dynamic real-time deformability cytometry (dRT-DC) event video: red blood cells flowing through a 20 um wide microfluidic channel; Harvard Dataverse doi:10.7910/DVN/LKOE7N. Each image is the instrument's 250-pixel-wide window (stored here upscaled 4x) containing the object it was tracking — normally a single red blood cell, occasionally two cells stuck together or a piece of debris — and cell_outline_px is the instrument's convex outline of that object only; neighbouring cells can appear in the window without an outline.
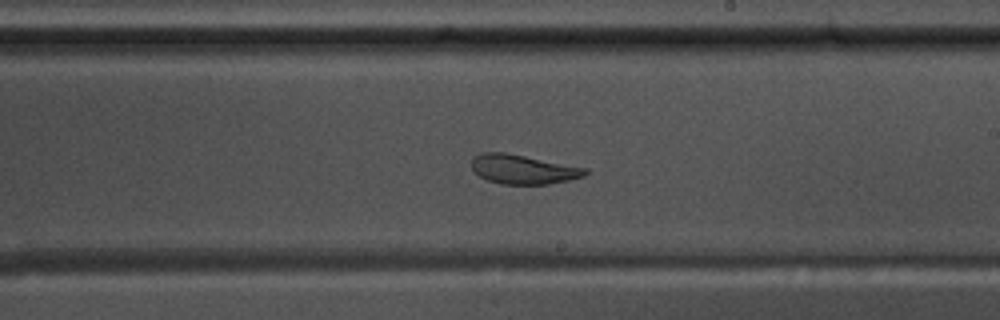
{"species": "common noctule bat (a hibernating species)", "species_latin": "Nyctalus noctula", "temperature_condition": "warm", "stored_images_in_passage": 54, "camera_frame_rate_fps": 3000, "um_per_image_px": 0.085, "animal": {"sex": "male", "body_mass_g": 17.5, "forearm_length_mm": 52.3}, "frame": {"image": 1, "passage_image": 31, "time_ms": 10.0, "image_size_px": [1000, 320], "cell_outline_px": [[588, 172], [584, 176], [568, 180], [548, 184], [500, 184], [488, 180], [480, 176], [472, 168], [472, 156], [480, 152], [504, 152], [588, 168]], "centroid_in_image_um": [44.45, 14.38], "position_along_channel_um": 244.5, "area_um2": 19.36}}
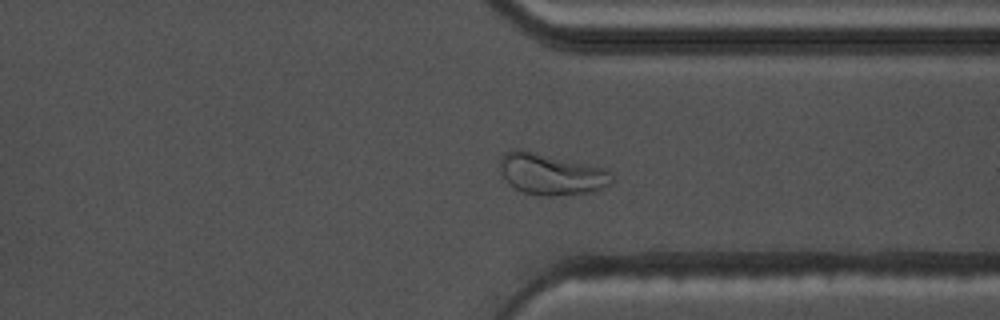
{"frame": {"image": 2, "passage_image": 41, "time_ms": 13.333, "image_size_px": [1000, 320], "cell_outline_px": [[616, 180], [612, 184], [596, 192], [556, 196], [540, 196], [524, 192], [508, 184], [504, 180], [500, 172], [500, 156], [504, 152], [516, 148], [520, 148], [608, 168], [612, 172]], "centroid_in_image_um": [46.91, 14.79], "position_along_channel_um": 364.5, "area_um2": 28.03}}
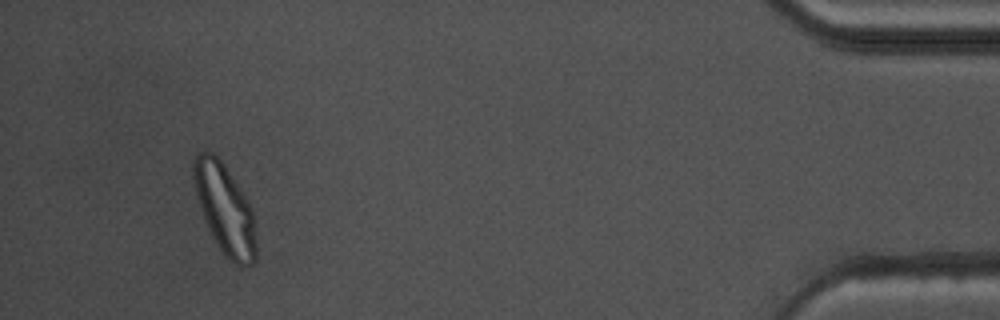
{"frame": {"image": 3, "passage_image": 51, "time_ms": 16.667, "image_size_px": [1000, 320], "cell_outline_px": [[256, 260], [252, 264], [240, 268], [220, 248], [204, 220], [200, 208], [192, 176], [192, 160], [200, 152], [212, 152], [220, 160], [240, 188], [248, 200], [252, 208], [256, 240]], "centroid_in_image_um": [19.12, 17.77], "position_along_channel_um": 416.1, "area_um2": 32.31}, "authors_computed_cell_mechanics": {"area_um2": 24.4494, "velocity_mm_per_s": 3.5946, "shape_relaxation_time_tau1_ms": null, "shape_relaxation_time_tau2_ms": 1.8149, "deformation_change_tau1": null, "deformation_change_tau2": 0.0756}}